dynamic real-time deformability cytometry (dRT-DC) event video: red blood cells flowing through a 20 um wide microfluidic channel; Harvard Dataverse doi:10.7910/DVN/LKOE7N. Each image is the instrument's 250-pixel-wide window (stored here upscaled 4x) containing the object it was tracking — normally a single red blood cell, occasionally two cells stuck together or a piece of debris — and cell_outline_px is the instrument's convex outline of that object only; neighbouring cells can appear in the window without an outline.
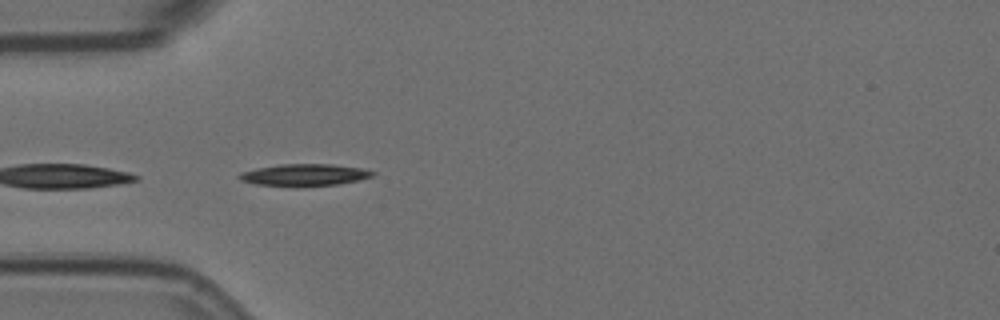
{"species": "Egyptian fruit bat (a non-hibernating species)", "species_latin": "Rousettus aegyptiacus", "temperature_condition": "room temperature", "stored_images_in_passage": 4, "segment_of_instrument_passage": [2, 2], "camera_frame_rate_fps": 3000, "um_per_image_px": 0.085, "animal": {"sex": "female"}, "frame": {"image": 1, "passage_image": 4, "time_ms": 1.0, "image_size_px": [1000, 320], "cell_outline_px": [[376, 172], [372, 176], [360, 180], [336, 184], [256, 184], [240, 180], [236, 176], [240, 172], [256, 168], [280, 164], [332, 164], [360, 168]], "centroid_in_image_um": [25.86, 14.82], "position_along_channel_um": 59.1, "area_um2": 16.24}}